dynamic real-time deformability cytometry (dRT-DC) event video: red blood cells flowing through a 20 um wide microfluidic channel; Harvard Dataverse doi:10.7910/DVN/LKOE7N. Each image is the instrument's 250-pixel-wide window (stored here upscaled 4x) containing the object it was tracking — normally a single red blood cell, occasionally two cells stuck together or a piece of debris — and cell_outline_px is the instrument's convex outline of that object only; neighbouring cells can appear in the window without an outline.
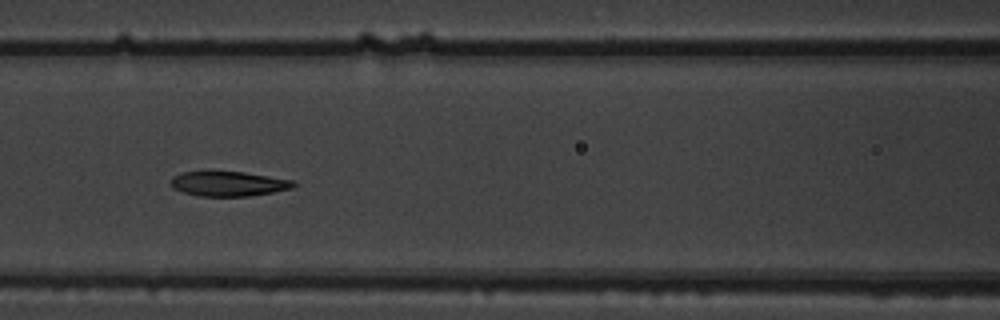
{"species": "common noctule bat (a hibernating species)", "species_latin": "Nyctalus noctula", "temperature_condition": "warm", "stored_images_in_passage": 9, "camera_frame_rate_fps": 3000, "um_per_image_px": 0.085, "animal": {"sex": "male", "body_mass_g": 19.5, "forearm_length_mm": 54.6}, "frame": {"image": 1, "passage_image": 7, "time_ms": 2.0, "image_size_px": [1000, 320], "cell_outline_px": [[296, 184], [292, 188], [272, 192], [248, 196], [196, 196], [172, 188], [168, 184], [168, 180], [172, 176], [184, 172], [208, 168], [212, 168], [244, 172], [292, 180]], "centroid_in_image_um": [19.28, 15.57], "position_along_channel_um": 147.3, "area_um2": 18.61}}
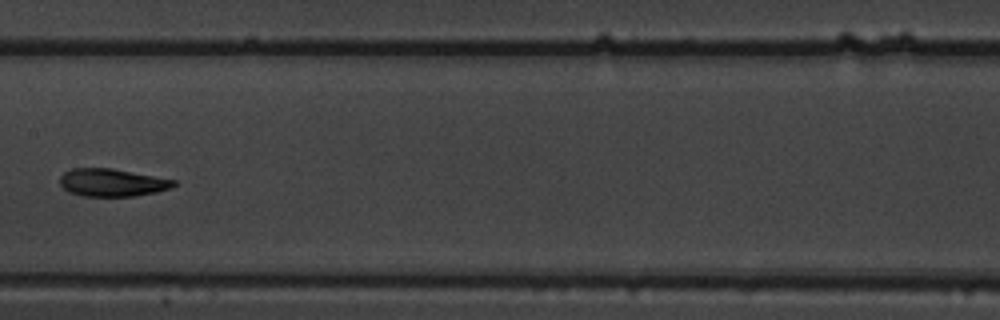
{"frame": {"image": 2, "passage_image": 8, "time_ms": 2.333, "image_size_px": [1000, 320], "cell_outline_px": [[176, 184], [172, 188], [156, 192], [136, 196], [84, 196], [68, 192], [60, 184], [60, 176], [64, 172], [72, 168], [112, 168], [176, 180]], "centroid_in_image_um": [9.53, 15.52], "position_along_channel_um": 197.9, "area_um2": 18.44}}
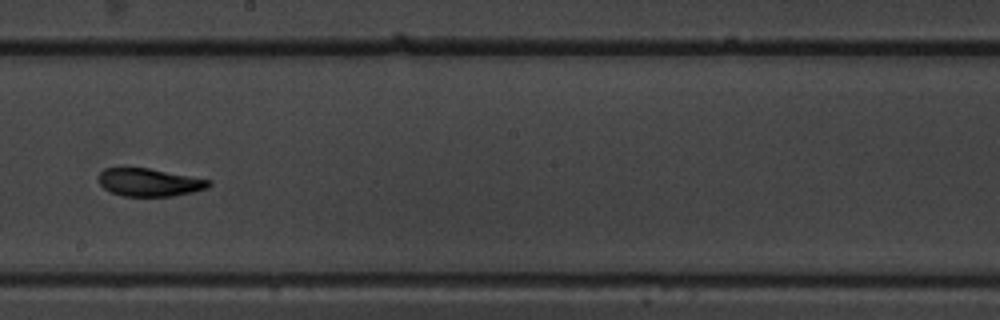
{"frame": {"image": 3, "passage_image": 9, "time_ms": 2.667, "image_size_px": [1000, 320], "cell_outline_px": [[212, 184], [208, 188], [192, 192], [172, 196], [124, 196], [112, 192], [104, 188], [100, 184], [100, 172], [104, 168], [148, 168], [212, 180]], "centroid_in_image_um": [12.74, 15.5], "position_along_channel_um": 235.5, "area_um2": 17.74}}